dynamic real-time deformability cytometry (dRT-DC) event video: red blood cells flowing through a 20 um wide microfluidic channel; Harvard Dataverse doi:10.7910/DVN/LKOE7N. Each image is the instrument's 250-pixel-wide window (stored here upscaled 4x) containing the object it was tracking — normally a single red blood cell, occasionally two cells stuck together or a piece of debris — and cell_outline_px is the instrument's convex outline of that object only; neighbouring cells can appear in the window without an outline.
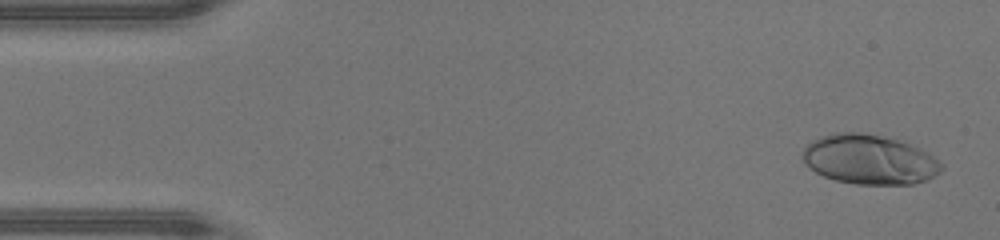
{"species": "human", "species_latin": "Homo sapiens", "temperature_condition": "warm", "stored_images_in_passage": 47, "camera_frame_rate_fps": 3000, "um_per_image_px": 0.085, "donor": {"sex": "male"}, "frame": {"image": 1, "passage_image": 2, "time_ms": 0.333, "image_size_px": [1000, 240], "cell_outline_px": [[944, 168], [940, 172], [924, 180], [912, 184], [856, 184], [836, 180], [824, 176], [816, 172], [804, 164], [800, 156], [804, 148], [812, 140], [820, 136], [832, 132], [860, 132], [880, 136], [896, 140], [908, 144], [932, 156], [944, 164]], "centroid_in_image_um": [73.83, 13.56], "position_along_channel_um": 11.2, "area_um2": 39.94}}
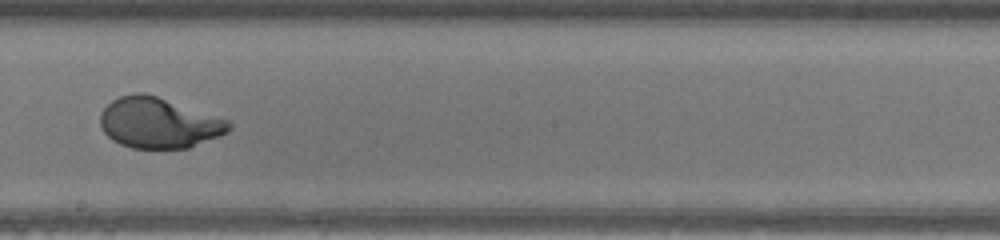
{"frame": {"image": 2, "passage_image": 26, "time_ms": 8.333, "image_size_px": [1000, 240], "cell_outline_px": [[232, 128], [228, 132], [220, 136], [188, 148], [132, 148], [120, 144], [112, 140], [104, 132], [100, 124], [100, 112], [112, 100], [120, 96], [136, 92], [144, 92], [232, 120]], "centroid_in_image_um": [13.52, 10.44], "position_along_channel_um": 234.7, "area_um2": 38.21}}
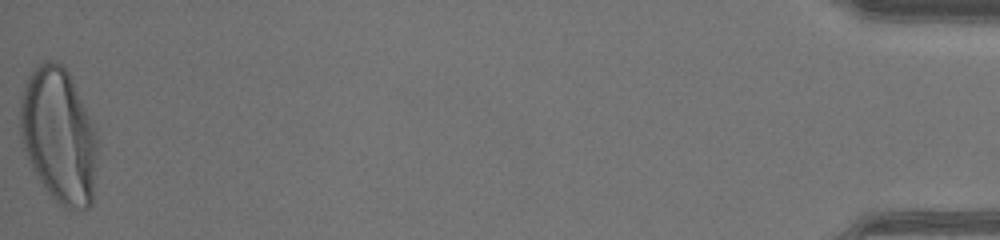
{"frame": {"image": 3, "passage_image": 47, "time_ms": 15.333, "image_size_px": [1000, 240], "cell_outline_px": [[96, 164], [92, 204], [88, 208], [64, 208], [44, 188], [32, 168], [28, 160], [24, 148], [20, 132], [20, 100], [24, 84], [28, 76], [44, 60], [52, 60], [64, 64], [72, 80], [96, 132]], "centroid_in_image_um": [4.98, 11.51], "position_along_channel_um": 430.2, "area_um2": 60.4}, "authors_computed_cell_mechanics": {"area_um2": 37.9746, "velocity_mm_per_s": 4.3523, "shape_relaxation_time_tau1_ms": 4.3135, "shape_relaxation_time_tau2_ms": null, "deformation_change_tau1": 0.2675, "deformation_change_tau2": null}}